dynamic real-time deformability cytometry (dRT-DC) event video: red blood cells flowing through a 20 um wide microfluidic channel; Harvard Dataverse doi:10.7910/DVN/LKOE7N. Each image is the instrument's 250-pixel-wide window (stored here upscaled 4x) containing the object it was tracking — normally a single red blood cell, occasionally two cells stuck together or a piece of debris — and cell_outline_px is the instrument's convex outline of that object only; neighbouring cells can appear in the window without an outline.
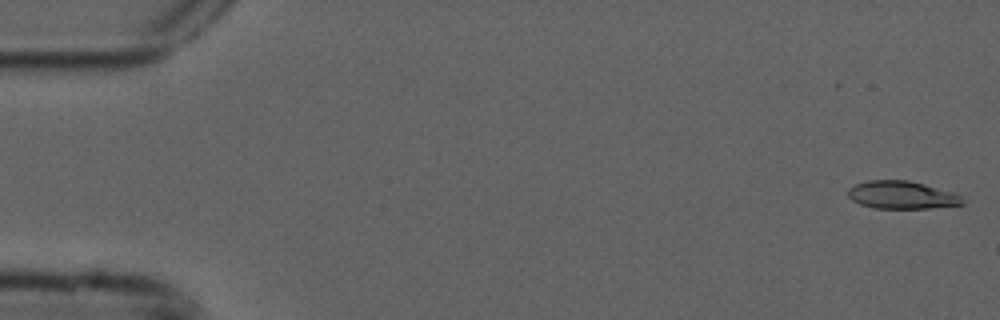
{"species": "common noctule bat (a hibernating species)", "species_latin": "Nyctalus noctula", "temperature_condition": "cold", "stored_images_in_passage": 53, "camera_frame_rate_fps": 3000, "um_per_image_px": 0.085, "animal": {"sex": "male", "forearm_length_mm": 52.5}, "frame": {"image": 1, "passage_image": 1, "time_ms": 0.0, "image_size_px": [1000, 320], "cell_outline_px": [[964, 204], [928, 208], [872, 208], [860, 204], [852, 200], [848, 196], [848, 188], [856, 184], [868, 180], [908, 180], [924, 184], [952, 192], [960, 196], [964, 200]], "centroid_in_image_um": [76.62, 16.57], "position_along_channel_um": 8.4, "area_um2": 18.44}}
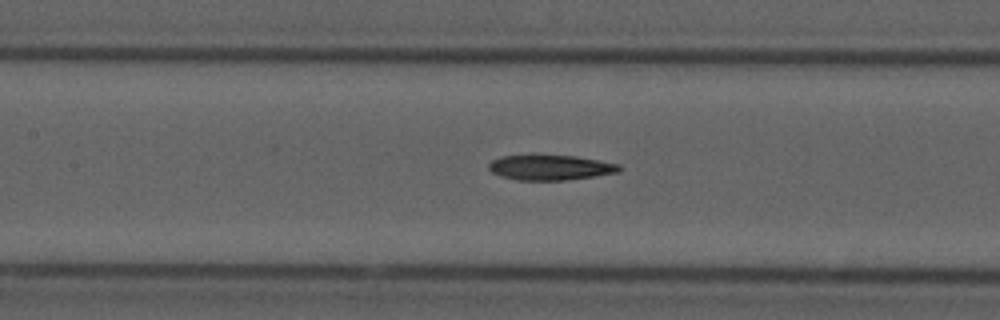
{"frame": {"image": 2, "passage_image": 24, "time_ms": 7.667, "image_size_px": [1000, 320], "cell_outline_px": [[624, 168], [620, 172], [568, 180], [516, 180], [500, 176], [492, 172], [488, 168], [488, 164], [492, 160], [500, 156], [576, 156], [620, 164]], "centroid_in_image_um": [46.81, 14.25], "position_along_channel_um": 160.6, "area_um2": 19.07}}
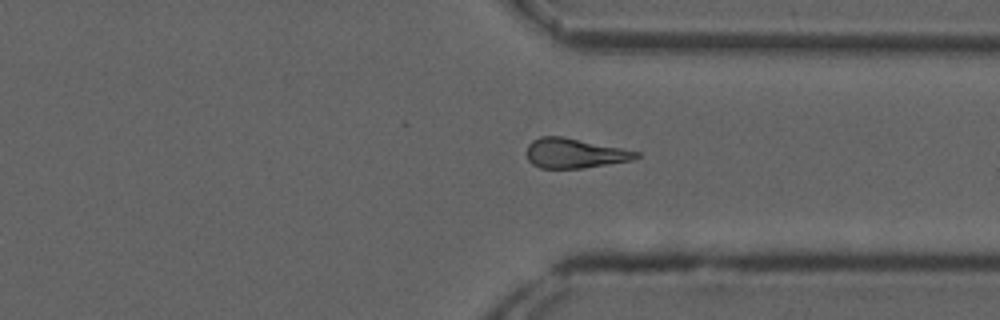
{"frame": {"image": 3, "passage_image": 40, "time_ms": 13.0, "image_size_px": [1000, 320], "cell_outline_px": [[640, 156], [632, 160], [584, 168], [540, 168], [532, 164], [528, 160], [528, 144], [532, 140], [540, 136], [560, 136], [640, 152]], "centroid_in_image_um": [48.82, 13.03], "position_along_channel_um": 362.6, "area_um2": 18.73}, "authors_computed_cell_mechanics": {"area_um2": 19.3052, "velocity_mm_per_s": 3.8, "shape_relaxation_time_tau1_ms": 10.2359, "shape_relaxation_time_tau2_ms": null, "deformation_change_tau1": 0.2089, "deformation_change_tau2": null}}